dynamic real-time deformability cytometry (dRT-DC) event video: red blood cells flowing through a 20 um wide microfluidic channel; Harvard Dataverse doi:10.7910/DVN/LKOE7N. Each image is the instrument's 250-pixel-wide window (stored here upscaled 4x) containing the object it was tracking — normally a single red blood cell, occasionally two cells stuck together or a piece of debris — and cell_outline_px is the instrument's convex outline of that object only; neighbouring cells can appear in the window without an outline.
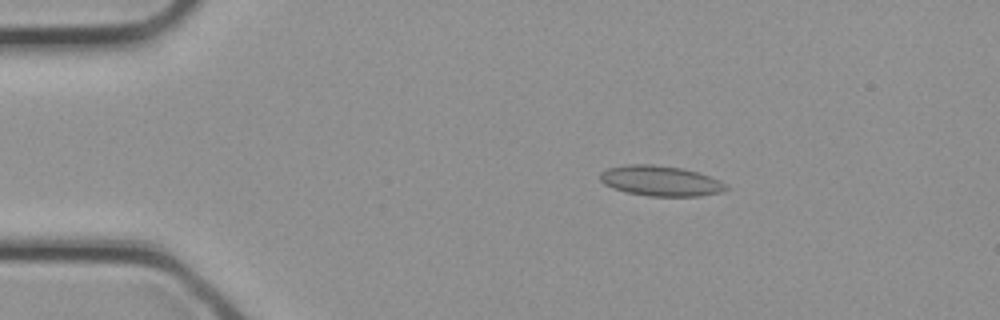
{"species": "common noctule bat (a hibernating species)", "species_latin": "Nyctalus noctula", "temperature_condition": "cold", "stored_images_in_passage": 29, "camera_frame_rate_fps": 3000, "um_per_image_px": 0.085, "animal": {"sex": "female", "body_mass_g": 21.9}, "frame": {"image": 1, "passage_image": 3, "time_ms": 0.667, "image_size_px": [1000, 320], "cell_outline_px": [[728, 188], [720, 192], [700, 196], [648, 196], [628, 192], [612, 188], [604, 184], [600, 180], [600, 172], [608, 168], [628, 164], [652, 164], [680, 168], [696, 172], [720, 180]], "centroid_in_image_um": [56.11, 15.37], "position_along_channel_um": 28.9, "area_um2": 22.02}}
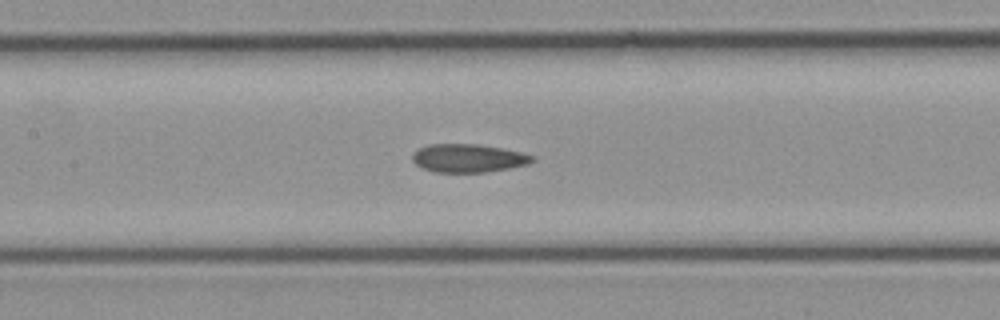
{"frame": {"image": 2, "passage_image": 12, "time_ms": 3.667, "image_size_px": [1000, 320], "cell_outline_px": [[536, 160], [528, 164], [508, 168], [484, 172], [436, 172], [420, 168], [412, 160], [412, 156], [420, 148], [428, 144], [476, 144], [504, 148], [536, 156]], "centroid_in_image_um": [39.82, 13.44], "position_along_channel_um": 167.6, "area_um2": 19.77}}
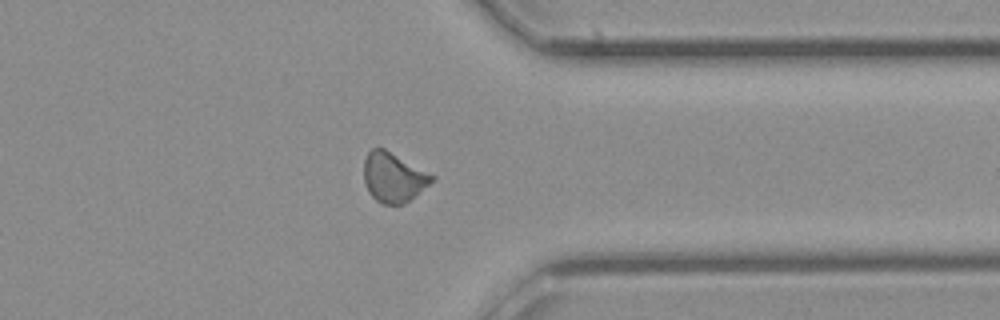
{"frame": {"image": 3, "passage_image": 22, "time_ms": 7.0, "image_size_px": [1000, 320], "cell_outline_px": [[436, 176], [428, 184], [404, 204], [384, 204], [376, 200], [368, 192], [364, 184], [364, 160], [368, 152], [372, 148], [384, 148]], "centroid_in_image_um": [33.4, 15.06], "position_along_channel_um": 378.0, "area_um2": 19.42}}